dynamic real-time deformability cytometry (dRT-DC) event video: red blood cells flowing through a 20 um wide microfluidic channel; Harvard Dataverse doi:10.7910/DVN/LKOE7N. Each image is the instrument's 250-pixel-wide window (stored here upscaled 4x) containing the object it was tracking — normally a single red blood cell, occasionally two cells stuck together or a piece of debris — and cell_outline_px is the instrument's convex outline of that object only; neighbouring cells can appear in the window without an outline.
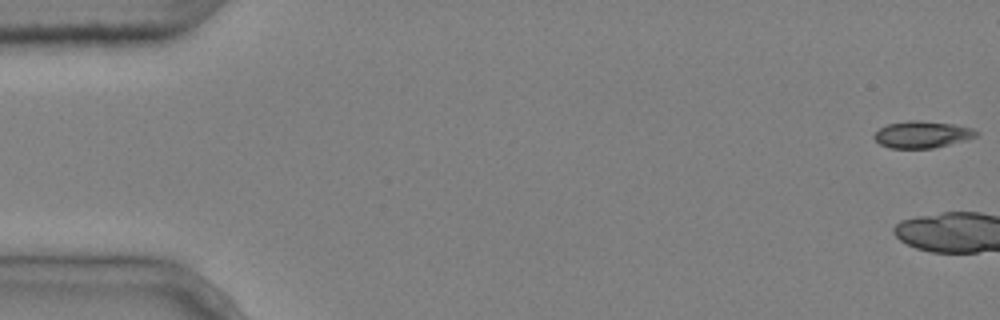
{"species": "common noctule bat (a hibernating species)", "species_latin": "Nyctalus noctula", "temperature_condition": "cold", "stored_images_in_passage": 8, "camera_frame_rate_fps": 3000, "um_per_image_px": 0.085, "animal": {"sex": "male", "body_mass_g": 20.4}, "frame": {"image": 1, "passage_image": 1, "time_ms": 0.0, "image_size_px": [1000, 320], "cell_outline_px": [[980, 132], [976, 136], [968, 140], [932, 148], [892, 148], [880, 144], [872, 136], [880, 128], [888, 124], [912, 120], [916, 120], [952, 124], [972, 128]], "centroid_in_image_um": [78.41, 11.43], "position_along_channel_um": 6.6, "area_um2": 15.84}}